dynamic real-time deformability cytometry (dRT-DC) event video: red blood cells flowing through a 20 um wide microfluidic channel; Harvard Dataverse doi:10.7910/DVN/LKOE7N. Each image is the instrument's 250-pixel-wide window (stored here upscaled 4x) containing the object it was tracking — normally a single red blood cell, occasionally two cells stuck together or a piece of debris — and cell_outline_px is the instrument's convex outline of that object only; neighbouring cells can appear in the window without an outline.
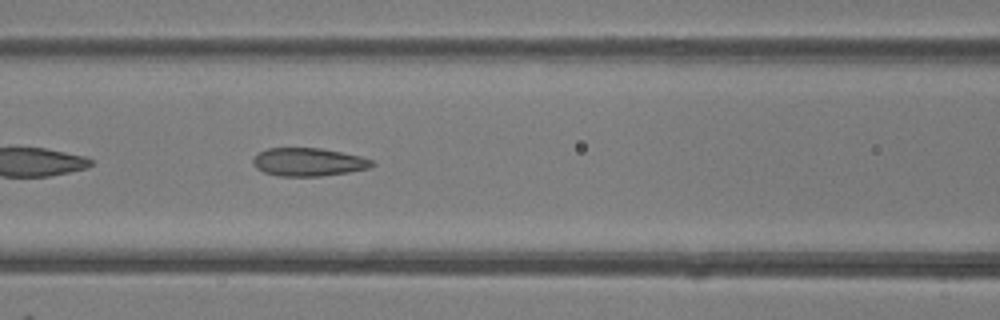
{"species": "common noctule bat (a hibernating species)", "species_latin": "Nyctalus noctula", "temperature_condition": "room temperature", "stored_images_in_passage": 48, "camera_frame_rate_fps": 3000, "um_per_image_px": 0.085, "animal": {"sex": "female"}, "frame": {"image": 1, "passage_image": 21, "time_ms": 6.667, "image_size_px": [1000, 320], "cell_outline_px": [[376, 164], [368, 168], [348, 172], [320, 176], [280, 176], [264, 172], [256, 168], [252, 164], [252, 160], [260, 152], [268, 148], [320, 148], [360, 156], [372, 160]], "centroid_in_image_um": [26.2, 13.77], "position_along_channel_um": 140.4, "area_um2": 19.36}, "authors_computed_cell_mechanics": {"area_um2": 21.5016, "velocity_mm_per_s": 4.2099, "shape_relaxation_time_tau1_ms": 7.4605, "shape_relaxation_time_tau2_ms": 1.406, "deformation_change_tau1": 0.1924, "deformation_change_tau2": 0.0751}}